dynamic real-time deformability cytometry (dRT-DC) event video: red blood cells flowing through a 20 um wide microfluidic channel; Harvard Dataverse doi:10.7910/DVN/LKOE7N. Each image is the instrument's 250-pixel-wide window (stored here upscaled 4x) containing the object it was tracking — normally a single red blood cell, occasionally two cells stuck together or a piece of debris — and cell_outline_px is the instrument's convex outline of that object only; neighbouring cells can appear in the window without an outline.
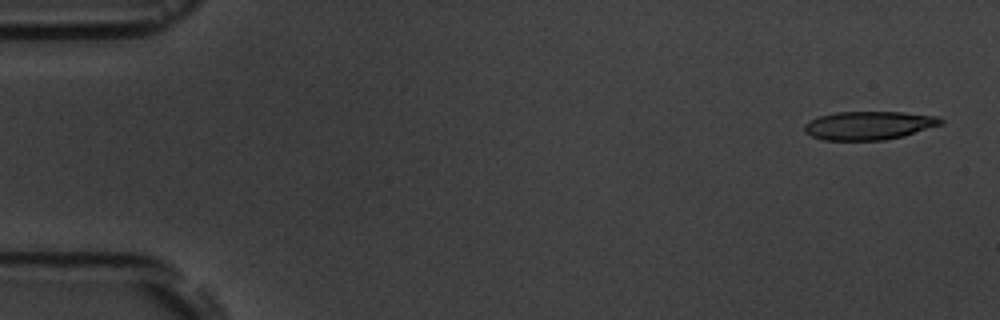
{"species": "common noctule bat (a hibernating species)", "species_latin": "Nyctalus noctula", "temperature_condition": "room temperature", "stored_images_in_passage": 5, "camera_frame_rate_fps": 3000, "um_per_image_px": 0.085, "animal": {"sex": "male", "body_mass_g": 19.5, "forearm_length_mm": 54.6}, "frame": {"image": 1, "passage_image": 1, "time_ms": 0.0, "image_size_px": [1000, 320], "cell_outline_px": [[944, 124], [904, 136], [884, 140], [824, 140], [812, 136], [804, 132], [804, 124], [808, 120], [816, 116], [836, 112], [904, 112], [940, 116], [944, 120]], "centroid_in_image_um": [73.87, 10.65], "position_along_channel_um": 11.1, "area_um2": 23.0}}
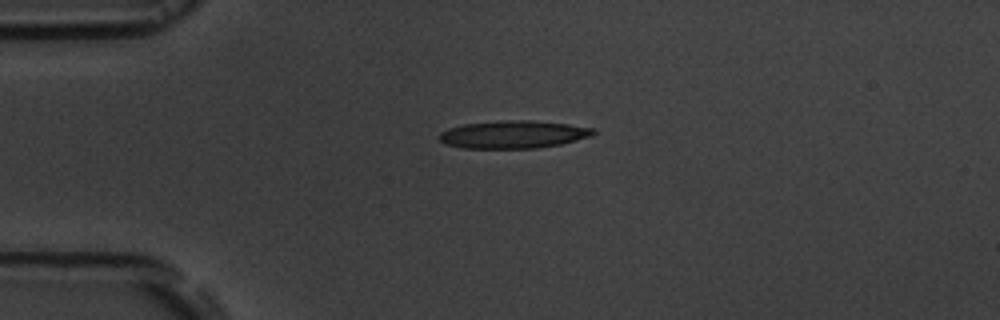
{"frame": {"image": 2, "passage_image": 4, "time_ms": 3.667, "image_size_px": [1000, 320], "cell_outline_px": [[596, 132], [592, 136], [560, 144], [536, 148], [460, 148], [444, 144], [440, 140], [440, 132], [448, 128], [464, 124], [508, 120], [528, 120], [568, 124], [596, 128]], "centroid_in_image_um": [43.64, 11.43], "position_along_channel_um": 41.4, "area_um2": 24.85}}